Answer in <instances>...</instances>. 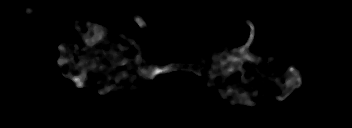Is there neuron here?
<instances>
[{"instance_id":"obj_1","label":"neuron","mask_w":352,"mask_h":128,"mask_svg":"<svg viewBox=\"0 0 352 128\" xmlns=\"http://www.w3.org/2000/svg\"><path fill=\"white\" fill-rule=\"evenodd\" d=\"M12 5H13V3H10V4L6 3L5 7H12ZM134 22L138 23V24H144L143 23L144 21L142 20V17L140 15L136 16L134 18ZM245 25L250 28V34H249V37L247 38V43L242 47L232 48V49H230V51H228V49L223 46V50L228 51V53H229L228 56L224 57L223 55L218 54L213 57L212 66L214 68V71H212V68H211V71H209L208 66H207V71H209L211 73L210 74L211 77L218 79L217 74L222 73V74H224V77L226 78L225 83H223L224 82L223 78L221 80V78L219 77V81L222 82V85H221V87L214 85V88H212L213 90L223 91V89H221V88H223L224 85H229V83H226V82H227V78L229 77V76H227V74L230 71L231 72L232 71L233 72L240 71L241 78H242L241 83L246 82L247 79L244 77L245 70H243L244 69V67H243L244 61L247 60V61L253 62L254 63L253 65L256 67V69H257V65L260 64L262 61V60H260L258 55H255L254 53L251 54L249 52L250 46L255 38L254 25L250 21H245ZM88 27H89V29L87 30L86 33H84V37L86 38L85 39L86 45L84 44V46L81 47L83 52L85 53V54H82V56L88 55V57H92V53H94V51H96L98 54L100 50L96 48V50L91 51L90 47H93L98 43H102L103 42L102 40L105 39L104 36L106 35L105 30H108L109 28L106 25L101 27V25L98 21H96L95 25H93V22L91 20L88 22ZM91 27H92V30L94 31L93 35H91V32H90ZM125 40H127L131 44V46H126L123 44V42L119 43V44H115L114 47L116 48V52H115V49L112 50L110 48V49L106 50V52L104 54L108 55L110 53H113L112 60L113 59L115 60L114 67L115 66L121 67V66H125L128 64V69H126V72L129 73L132 70H135L134 72H136V74H133V77H129V80H131V81L133 80V82H134V80H136L135 78H139L137 73L140 74V78H144V79H154L158 75H163V74L169 73L171 71H187V72L195 71V74H198L200 76V72L198 70H199L201 63H198V62L188 63V64L170 63L168 65H163V66L157 65V63H151V65H149L148 70L144 69V66H142V65H136V64H144L142 62V60H145V58L148 57L147 54L140 55V54L135 53V54H132L131 60H128L125 57L124 59H122L121 62L116 63V59L119 58V56H118L119 49H124L125 51H130L132 48H134V49H136V51H138V53L142 52L141 47H139V44H137V40L135 38L131 39L130 36H127V38ZM71 45H72L71 47H73L74 51L79 50L77 48L76 41L74 43H72ZM59 49L62 52L67 53V55H68V56H66V54L63 53V54H61L60 58L56 61V64L58 66L63 67V73L60 75L69 76L70 81L73 82L77 88L82 87V88H84V90L87 91V89H86L87 87L84 84L87 77L82 75L84 73V60L82 63L81 62L78 63V66H79L78 70L75 68H72V69L68 68L69 65H75V62H73V60H71L70 62H69V60H67V57H70V59H73V58H71V57H73V54H72L73 52L71 49H68V47H65V45H63V44L59 45ZM88 50H89V52H88ZM103 58H104V56L99 57V59L96 61L92 60V62H90V64H91L90 69H88V70L85 69L87 74H90L88 72H91V69H104V70H106L107 66L105 64L98 65L99 61L102 62L104 60ZM262 59H264L266 61L272 60L273 63L276 62V57H273L272 55L264 56V57H262ZM220 61H221V64H219V68H217V70H216V68H215L216 62L220 63ZM133 62H135V64H133ZM129 64H130V67H129ZM81 72H82V74H81ZM286 72L287 73H282L281 75H284V77L288 76L287 82H285L284 84L277 85V91L280 92V94L278 95V97L276 99H278L279 101H284V99L287 98L290 95V93H293L294 91H296V88L299 87L301 84L300 77L302 76L301 75L302 73H297L296 68L288 67ZM115 73H116L118 82H120L123 79L128 80V76H126V73L119 75V72L117 70H115ZM269 73H270V76L272 77V79H274V81L277 82L278 78L275 76L276 74L270 70H269ZM72 74H74V75L72 76ZM241 83L236 84V88H233V91L221 92L222 99L226 102L227 99L232 97V92H234V93L239 92V90H241V87H242ZM255 83H256L255 88H254V85L252 84L253 89H255L253 92H250L247 90L245 92L246 96H243V95H240L239 93H237L238 100L232 99L231 105L234 103L239 106H243V107L250 106L252 108V106H254L255 103L253 101H250L251 99H248L247 95L251 96L252 98L257 97V95H261V94H258L261 86H259V88H258V85H259L258 82H255ZM98 84H100L101 86L103 85V89H100V92H99L100 95L106 94L109 91L116 92V88L113 85L103 84L102 81L98 82ZM135 89H137V90L140 89V86L133 85L130 87V91L135 90Z\"/></svg>"}]
</instances>
